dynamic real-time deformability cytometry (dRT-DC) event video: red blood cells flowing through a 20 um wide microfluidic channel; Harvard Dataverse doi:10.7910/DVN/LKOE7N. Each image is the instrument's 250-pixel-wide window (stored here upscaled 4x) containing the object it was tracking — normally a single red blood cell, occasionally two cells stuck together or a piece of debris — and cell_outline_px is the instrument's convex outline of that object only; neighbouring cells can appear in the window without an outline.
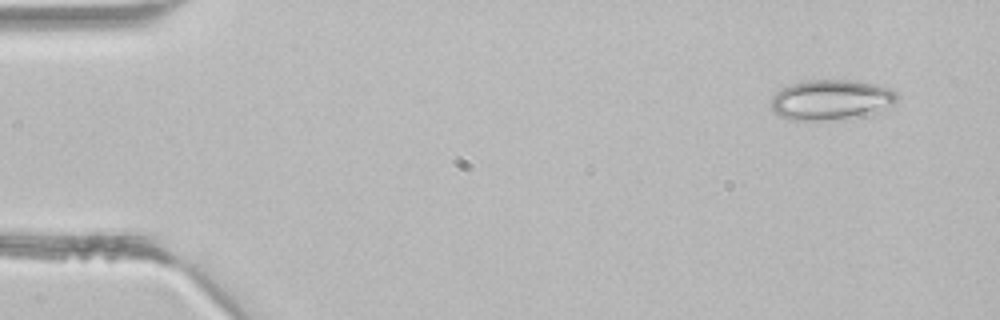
{"species": "common noctule bat (a hibernating species)", "species_latin": "Nyctalus noctula", "temperature_condition": "room temperature", "stored_images_in_passage": 4, "camera_frame_rate_fps": 3000, "um_per_image_px": 0.085, "animal": {"sex": "male", "body_mass_g": 21.5, "forearm_length_mm": 52.0}, "frame": {"image": 1, "passage_image": 1, "time_ms": 0.0, "image_size_px": [1000, 320], "cell_outline_px": [[900, 96], [892, 104], [876, 112], [820, 120], [788, 120], [772, 112], [772, 96], [776, 92], [792, 84], [808, 80], [848, 80], [872, 84], [892, 88]], "centroid_in_image_um": [70.61, 8.47], "position_along_channel_um": 14.4, "area_um2": 28.9}}